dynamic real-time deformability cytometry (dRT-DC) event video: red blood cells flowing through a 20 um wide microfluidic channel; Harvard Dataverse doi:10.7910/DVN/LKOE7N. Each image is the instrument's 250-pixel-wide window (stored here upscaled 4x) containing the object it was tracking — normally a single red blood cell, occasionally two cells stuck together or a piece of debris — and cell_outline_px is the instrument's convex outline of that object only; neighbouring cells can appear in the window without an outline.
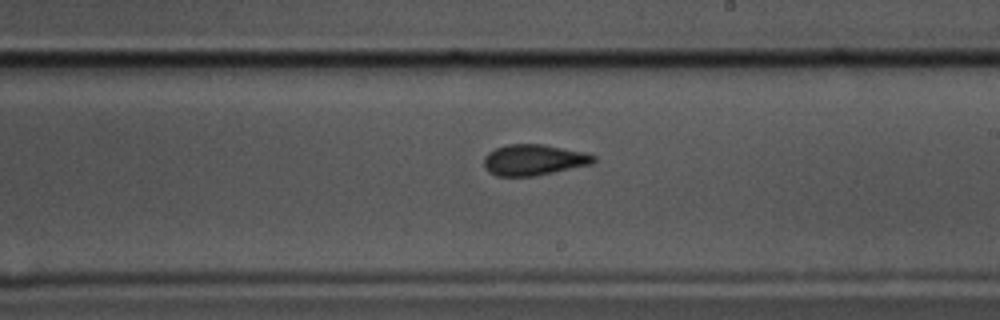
{"species": "common noctule bat (a hibernating species)", "species_latin": "Nyctalus noctula", "temperature_condition": "cold", "stored_images_in_passage": 61, "camera_frame_rate_fps": 3000, "um_per_image_px": 0.085, "animal": {"sex": "male", "body_mass_g": 17.5, "forearm_length_mm": 52.3}, "frame": {"image": 1, "passage_image": 35, "time_ms": 11.333, "image_size_px": [1000, 320], "cell_outline_px": [[596, 160], [592, 164], [536, 176], [496, 176], [488, 172], [484, 168], [484, 156], [488, 152], [496, 148], [508, 144], [540, 144], [588, 152], [596, 156]], "centroid_in_image_um": [45.38, 13.59], "position_along_channel_um": 243.6, "area_um2": 20.0}}
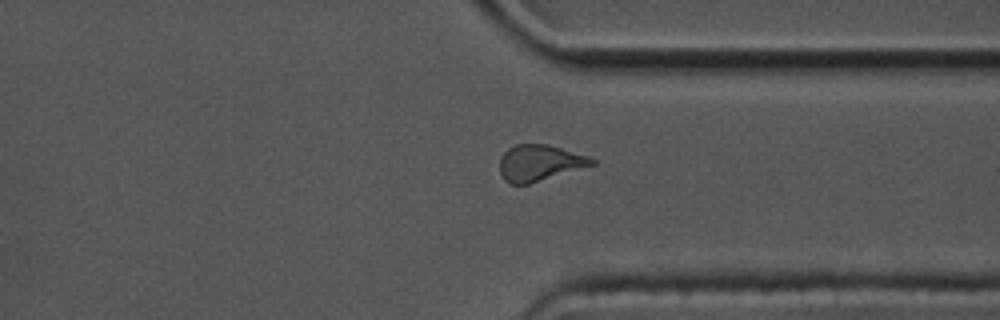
{"frame": {"image": 2, "passage_image": 46, "time_ms": 15.0, "image_size_px": [1000, 320], "cell_outline_px": [[596, 164], [528, 184], [508, 184], [504, 180], [500, 172], [500, 156], [508, 148], [516, 144], [548, 144], [588, 156], [596, 160]], "centroid_in_image_um": [45.84, 13.84], "position_along_channel_um": 365.6, "area_um2": 19.42}, "authors_computed_cell_mechanics": {"area_um2": 19.9988, "velocity_mm_per_s": 3.3241, "shape_relaxation_time_tau1_ms": 3.2703, "shape_relaxation_time_tau2_ms": 2.1836, "deformation_change_tau1": 0.1319, "deformation_change_tau2": 0.09}}